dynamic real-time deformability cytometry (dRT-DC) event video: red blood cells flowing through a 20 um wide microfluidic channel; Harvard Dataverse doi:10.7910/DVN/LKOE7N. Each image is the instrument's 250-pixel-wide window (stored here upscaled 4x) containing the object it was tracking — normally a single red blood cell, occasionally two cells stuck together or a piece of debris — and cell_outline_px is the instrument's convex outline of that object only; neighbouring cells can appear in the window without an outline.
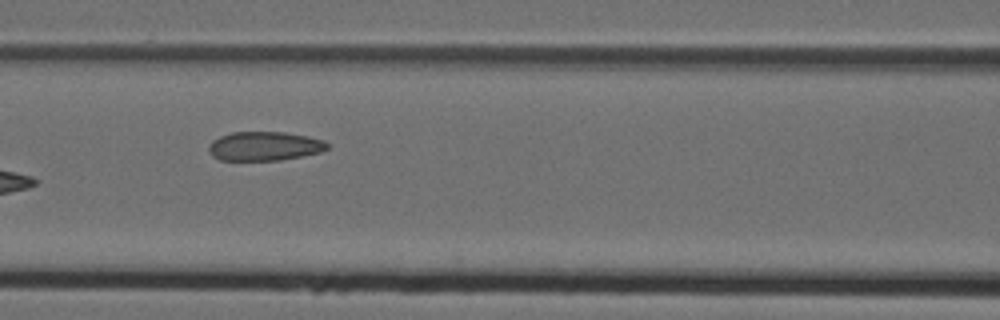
{"species": "Egyptian fruit bat (a non-hibernating species)", "species_latin": "Rousettus aegyptiacus", "temperature_condition": "cold", "stored_images_in_passage": 9, "camera_frame_rate_fps": 3000, "um_per_image_px": 0.085, "animal": {"sex": "female"}, "frame": {"image": 1, "passage_image": 7, "time_ms": 2.0, "image_size_px": [1000, 320], "cell_outline_px": [[328, 148], [320, 152], [280, 160], [220, 160], [212, 156], [208, 152], [208, 144], [212, 140], [220, 136], [232, 132], [284, 132], [308, 136], [324, 140], [328, 144]], "centroid_in_image_um": [22.44, 12.42], "position_along_channel_um": 144.2, "area_um2": 20.11}}
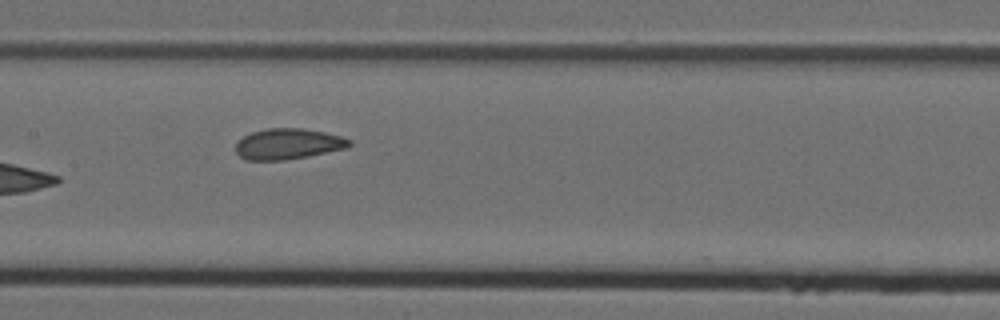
{"frame": {"image": 2, "passage_image": 8, "time_ms": 2.333, "image_size_px": [1000, 320], "cell_outline_px": [[352, 144], [348, 148], [308, 156], [284, 160], [244, 160], [236, 152], [236, 140], [252, 132], [268, 128], [300, 128], [324, 132], [340, 136], [352, 140]], "centroid_in_image_um": [24.48, 12.24], "position_along_channel_um": 182.9, "area_um2": 20.46}}
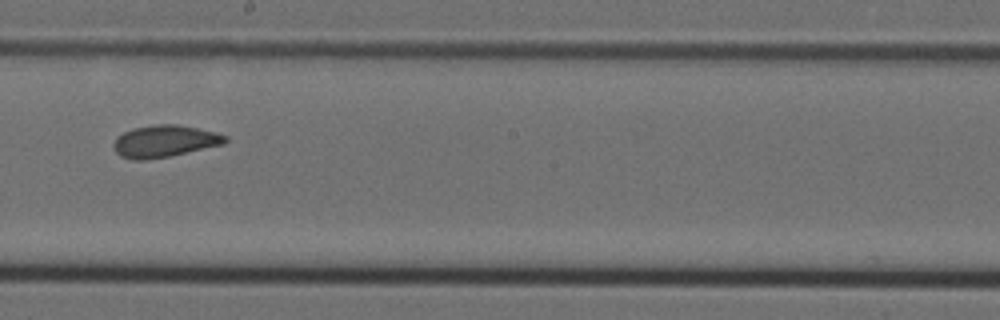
{"frame": {"image": 3, "passage_image": 9, "time_ms": 2.667, "image_size_px": [1000, 320], "cell_outline_px": [[228, 140], [224, 144], [168, 156], [144, 160], [132, 160], [120, 156], [112, 148], [112, 144], [116, 136], [132, 128], [152, 124], [176, 124], [216, 132], [228, 136]], "centroid_in_image_um": [13.94, 11.99], "position_along_channel_um": 234.3, "area_um2": 20.92}}